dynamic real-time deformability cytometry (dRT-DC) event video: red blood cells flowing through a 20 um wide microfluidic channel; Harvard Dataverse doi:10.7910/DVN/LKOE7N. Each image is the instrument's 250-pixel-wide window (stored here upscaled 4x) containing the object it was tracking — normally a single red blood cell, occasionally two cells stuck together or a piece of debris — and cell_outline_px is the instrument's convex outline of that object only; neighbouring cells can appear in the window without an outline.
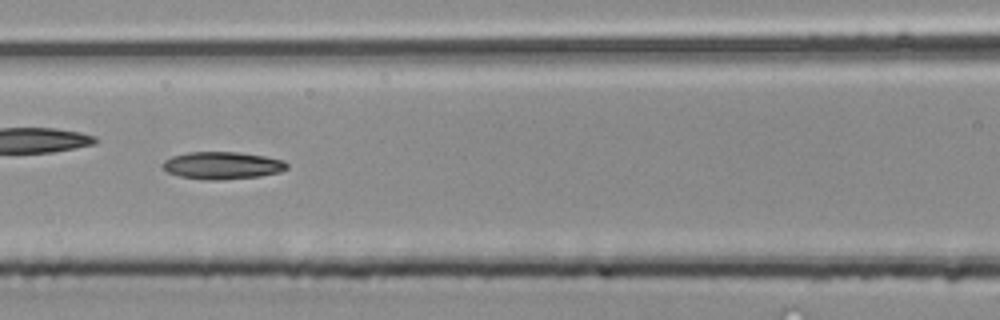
{"species": "common noctule bat (a hibernating species)", "species_latin": "Nyctalus noctula", "temperature_condition": "room temperature", "stored_images_in_passage": 44, "camera_frame_rate_fps": 3000, "um_per_image_px": 0.085, "animal": {"sex": "male", "body_mass_g": 20.4}, "frame": {"image": 1, "passage_image": 19, "time_ms": 6.0, "image_size_px": [1000, 320], "cell_outline_px": [[288, 168], [280, 172], [260, 176], [224, 180], [204, 180], [180, 176], [168, 172], [160, 164], [164, 160], [172, 156], [188, 152], [240, 152], [264, 156], [284, 160], [288, 164]], "centroid_in_image_um": [18.9, 14.06], "position_along_channel_um": 147.7, "area_um2": 20.0}}
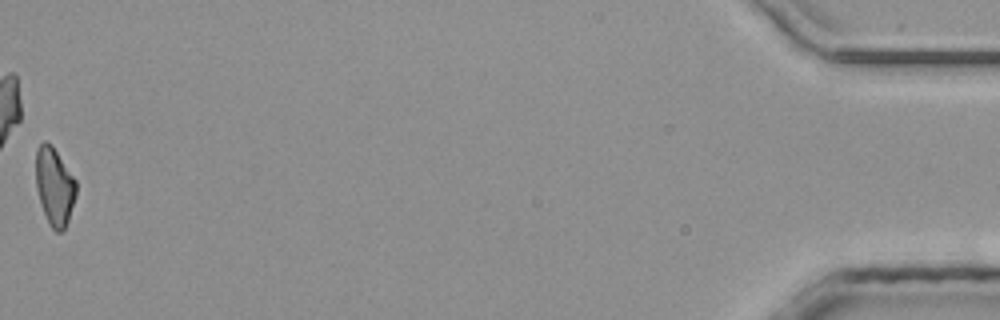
{"frame": {"image": 2, "passage_image": 44, "time_ms": 14.333, "image_size_px": [1000, 320], "cell_outline_px": [[76, 196], [68, 220], [64, 228], [60, 232], [56, 232], [48, 224], [36, 188], [36, 148], [44, 140], [52, 144], [76, 180]], "centroid_in_image_um": [4.63, 15.82], "position_along_channel_um": 430.6, "area_um2": 18.26}}